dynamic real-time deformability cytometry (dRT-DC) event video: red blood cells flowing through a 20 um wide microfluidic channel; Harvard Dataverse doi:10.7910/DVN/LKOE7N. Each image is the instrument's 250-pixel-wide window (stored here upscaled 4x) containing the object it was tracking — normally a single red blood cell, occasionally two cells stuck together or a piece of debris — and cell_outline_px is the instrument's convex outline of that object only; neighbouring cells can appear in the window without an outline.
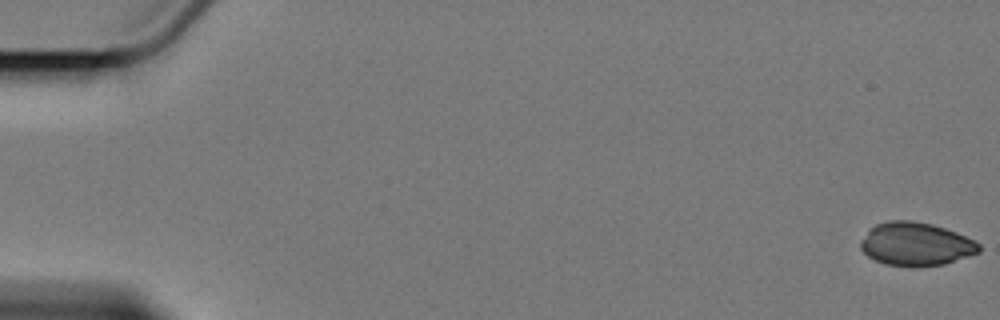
{"species": "Egyptian fruit bat (a non-hibernating species)", "species_latin": "Rousettus aegyptiacus", "temperature_condition": "cold", "stored_images_in_passage": 6, "camera_frame_rate_fps": 3000, "um_per_image_px": 0.085, "animal": {"sex": "female"}, "frame": {"image": 1, "passage_image": 1, "time_ms": 0.0, "image_size_px": [1000, 320], "cell_outline_px": [[980, 252], [944, 264], [888, 264], [876, 260], [868, 256], [860, 248], [860, 240], [868, 228], [876, 224], [888, 220], [912, 220], [932, 224], [956, 232], [980, 244]], "centroid_in_image_um": [77.81, 20.69], "position_along_channel_um": 7.2, "area_um2": 29.25}}
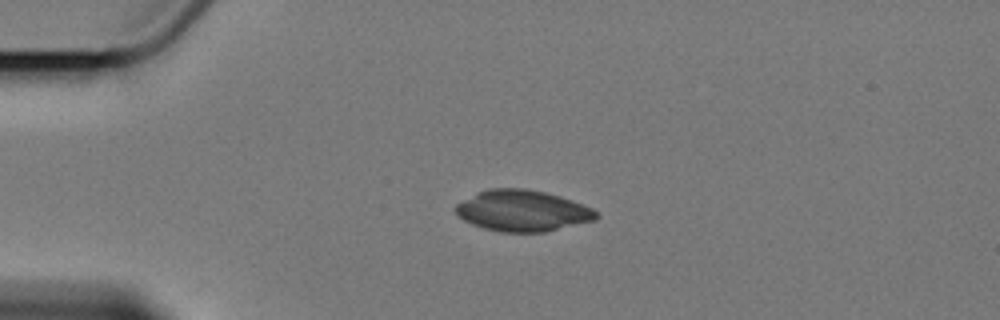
{"frame": {"image": 2, "passage_image": 5, "time_ms": 4.667, "image_size_px": [1000, 320], "cell_outline_px": [[600, 216], [596, 220], [544, 232], [500, 232], [484, 228], [472, 224], [456, 216], [452, 208], [456, 204], [476, 192], [488, 188], [524, 188], [544, 192], [560, 196], [572, 200], [592, 208]], "centroid_in_image_um": [44.37, 17.91], "position_along_channel_um": 40.6, "area_um2": 33.99}}